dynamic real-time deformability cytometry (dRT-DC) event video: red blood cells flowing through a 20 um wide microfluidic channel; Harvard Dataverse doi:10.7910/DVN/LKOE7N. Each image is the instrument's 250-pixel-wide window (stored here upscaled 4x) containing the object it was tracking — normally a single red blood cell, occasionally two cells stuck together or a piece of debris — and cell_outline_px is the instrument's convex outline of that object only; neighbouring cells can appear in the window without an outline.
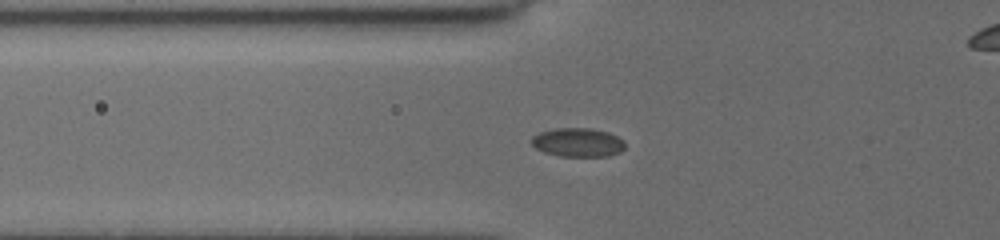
{"species": "common noctule bat (a hibernating species)", "species_latin": "Nyctalus noctula", "temperature_condition": "cold", "stored_images_in_passage": 37, "camera_frame_rate_fps": 3000, "um_per_image_px": 0.085, "animal": {"sex": "female", "body_mass_g": 19.5, "forearm_length_mm": 54.1}, "frame": {"image": 1, "passage_image": 2, "time_ms": 0.333, "image_size_px": [1000, 240], "cell_outline_px": [[624, 148], [620, 152], [608, 156], [560, 156], [544, 152], [536, 148], [532, 144], [532, 136], [540, 132], [556, 128], [592, 128], [608, 132], [624, 140]], "centroid_in_image_um": [49.12, 12.1], "position_along_channel_um": 76.7, "area_um2": 15.66}}
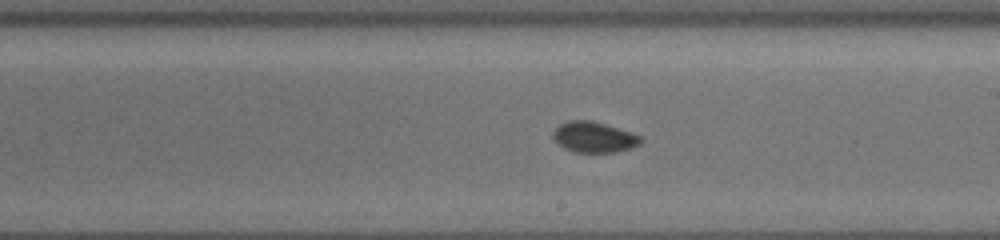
{"frame": {"image": 2, "passage_image": 15, "time_ms": 4.667, "image_size_px": [1000, 240], "cell_outline_px": [[644, 140], [640, 144], [632, 148], [616, 152], [572, 152], [564, 148], [552, 136], [552, 132], [560, 124], [568, 120], [592, 120], [644, 136]], "centroid_in_image_um": [50.53, 11.65], "position_along_channel_um": 238.5, "area_um2": 15.84}}
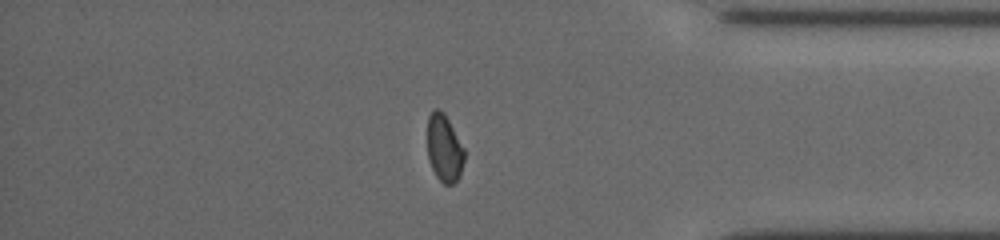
{"frame": {"image": 3, "passage_image": 29, "time_ms": 9.333, "image_size_px": [1000, 240], "cell_outline_px": [[464, 160], [460, 176], [452, 184], [444, 184], [436, 176], [428, 160], [428, 116], [436, 108], [444, 112], [464, 148]], "centroid_in_image_um": [37.76, 12.61], "position_along_channel_um": 397.4, "area_um2": 14.39}, "authors_computed_cell_mechanics": {"area_um2": 15.4326, "velocity_mm_per_s": 3.7542, "shape_relaxation_time_tau1_ms": 4.9923, "shape_relaxation_time_tau2_ms": 1.1176, "deformation_change_tau1": 0.0746, "deformation_change_tau2": 0.0277}}